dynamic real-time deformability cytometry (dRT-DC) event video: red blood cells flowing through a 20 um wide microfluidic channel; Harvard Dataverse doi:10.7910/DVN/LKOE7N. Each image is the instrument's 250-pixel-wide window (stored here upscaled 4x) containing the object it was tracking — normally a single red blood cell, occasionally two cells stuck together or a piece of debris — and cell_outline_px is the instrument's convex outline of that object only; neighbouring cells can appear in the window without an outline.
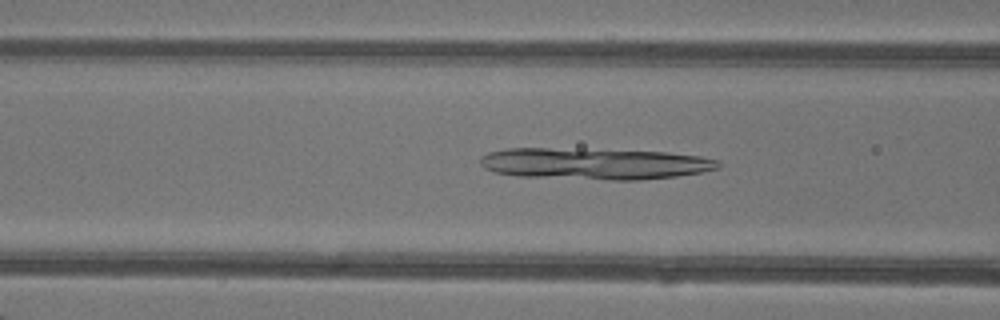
{"species": "common noctule bat (a hibernating species)", "species_latin": "Nyctalus noctula", "temperature_condition": "warm", "stored_images_in_passage": 47, "camera_frame_rate_fps": 3000, "um_per_image_px": 0.085, "animal": {"sex": "female"}, "frame": {"image": 1, "passage_image": 19, "time_ms": 6.0, "image_size_px": [1000, 320], "cell_outline_px": [[720, 168], [700, 172], [676, 176], [640, 180], [608, 180], [520, 176], [496, 172], [484, 168], [480, 164], [480, 156], [488, 152], [508, 148], [548, 148], [668, 152], [700, 156], [720, 160]], "centroid_in_image_um": [50.54, 13.91], "position_along_channel_um": 116.1, "area_um2": 43.7}}
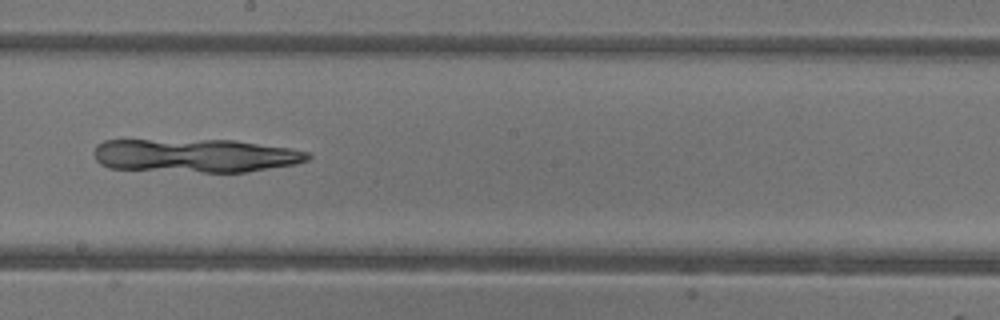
{"frame": {"image": 2, "passage_image": 27, "time_ms": 8.667, "image_size_px": [1000, 320], "cell_outline_px": [[312, 156], [308, 160], [296, 164], [244, 172], [204, 172], [108, 168], [100, 164], [96, 160], [92, 152], [96, 144], [104, 140], [236, 140], [288, 148], [308, 152]], "centroid_in_image_um": [16.57, 13.22], "position_along_channel_um": 231.6, "area_um2": 41.91}}
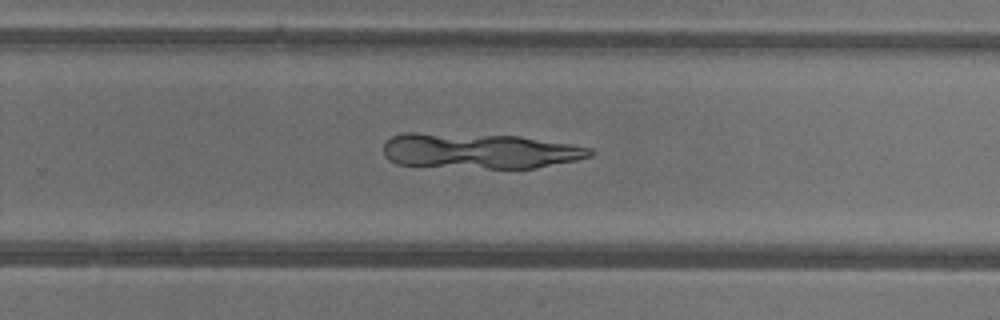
{"frame": {"image": 3, "passage_image": 31, "time_ms": 10.0, "image_size_px": [1000, 320], "cell_outline_px": [[596, 152], [592, 156], [576, 160], [536, 168], [488, 168], [396, 164], [388, 160], [384, 156], [384, 144], [392, 136], [404, 132], [416, 132], [520, 136], [572, 144], [592, 148]], "centroid_in_image_um": [40.78, 12.82], "position_along_channel_um": 289.0, "area_um2": 42.77}}